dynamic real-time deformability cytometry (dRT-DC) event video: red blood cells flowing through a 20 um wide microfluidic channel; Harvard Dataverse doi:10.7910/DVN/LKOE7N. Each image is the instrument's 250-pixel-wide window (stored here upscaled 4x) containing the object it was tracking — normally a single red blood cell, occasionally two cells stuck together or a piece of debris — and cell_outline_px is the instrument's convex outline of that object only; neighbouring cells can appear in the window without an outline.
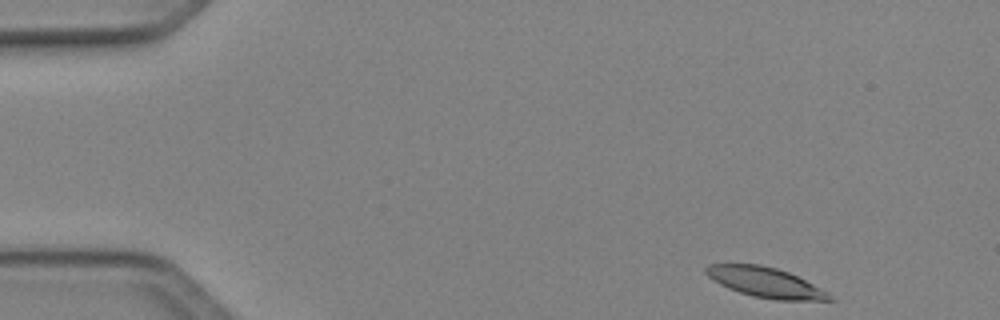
{"species": "Egyptian fruit bat (a non-hibernating species)", "species_latin": "Rousettus aegyptiacus", "temperature_condition": "cold", "stored_images_in_passage": 46, "camera_frame_rate_fps": 3000, "um_per_image_px": 0.085, "animal": {"sex": "female"}, "frame": {"image": 1, "passage_image": 1, "time_ms": 0.0, "image_size_px": [1000, 320], "cell_outline_px": [[836, 300], [776, 300], [752, 296], [728, 288], [720, 284], [708, 276], [704, 272], [704, 268], [708, 264], [760, 264], [776, 268], [788, 272], [828, 292]], "centroid_in_image_um": [65.04, 24.0], "position_along_channel_um": 20.0, "area_um2": 21.44}}
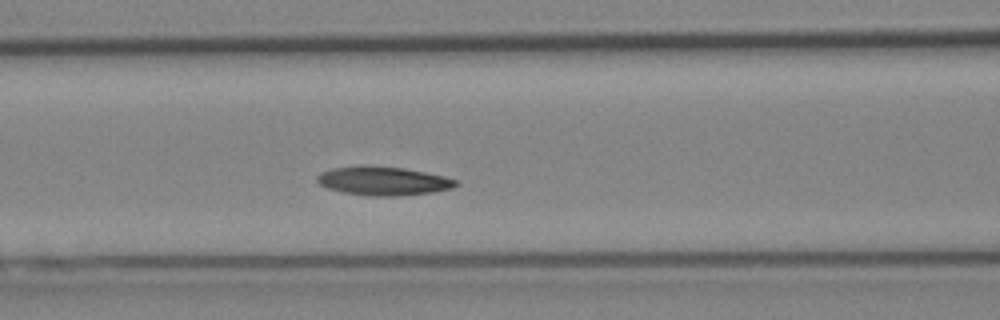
{"frame": {"image": 2, "passage_image": 17, "time_ms": 5.333, "image_size_px": [1000, 320], "cell_outline_px": [[460, 184], [452, 188], [432, 192], [400, 196], [368, 196], [344, 192], [328, 188], [320, 184], [316, 180], [316, 176], [320, 172], [332, 168], [360, 164], [404, 168], [444, 176], [460, 180]], "centroid_in_image_um": [32.58, 15.37], "position_along_channel_um": 134.0, "area_um2": 23.58}}
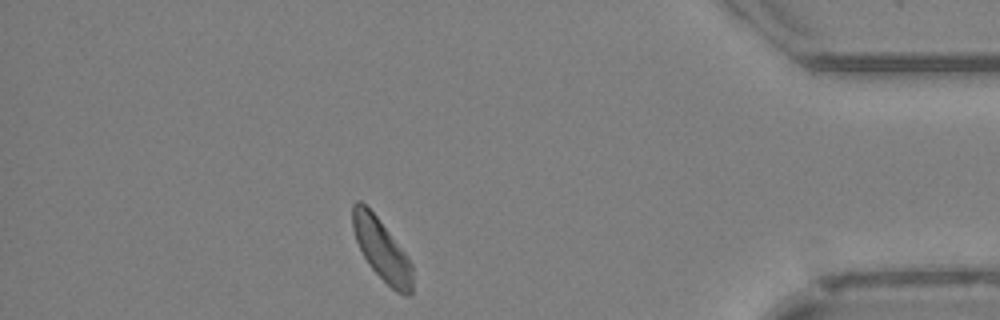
{"frame": {"image": 3, "passage_image": 40, "time_ms": 13.0, "image_size_px": [1000, 320], "cell_outline_px": [[412, 296], [408, 296], [396, 292], [368, 264], [356, 240], [352, 228], [352, 204], [356, 200], [360, 200], [376, 216], [408, 256], [412, 264]], "centroid_in_image_um": [32.45, 21.23], "position_along_channel_um": 402.8, "area_um2": 21.15}, "authors_computed_cell_mechanics": {"area_um2": 22.4553, "velocity_mm_per_s": 4.0235, "shape_relaxation_time_tau1_ms": 2.2883, "shape_relaxation_time_tau2_ms": 7.3764, "deformation_change_tau1": 0.1157, "deformation_change_tau2": 0.1238}}